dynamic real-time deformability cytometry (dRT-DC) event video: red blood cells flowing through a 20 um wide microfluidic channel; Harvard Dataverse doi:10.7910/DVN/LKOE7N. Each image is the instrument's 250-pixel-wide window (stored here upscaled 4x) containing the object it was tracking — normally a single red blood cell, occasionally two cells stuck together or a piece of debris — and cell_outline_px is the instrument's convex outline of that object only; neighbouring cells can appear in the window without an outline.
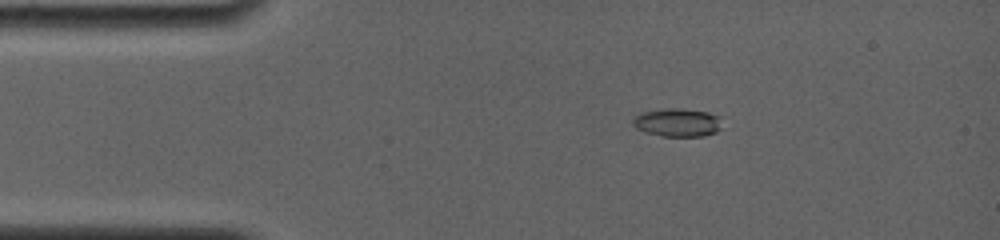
{"species": "common noctule bat (a hibernating species)", "species_latin": "Nyctalus noctula", "temperature_condition": "room temperature", "stored_images_in_passage": 5, "camera_frame_rate_fps": 4000, "um_per_image_px": 0.085, "animal": {"sex": "female", "body_mass_g": 19.0, "forearm_length_mm": 56.7}, "frame": {"image": 1, "passage_image": 3, "time_ms": 1.75, "image_size_px": [1000, 240], "cell_outline_px": [[720, 128], [716, 132], [704, 136], [664, 136], [644, 132], [636, 128], [632, 124], [632, 120], [636, 116], [644, 112], [664, 108], [680, 108], [708, 112], [716, 116]], "centroid_in_image_um": [57.53, 10.41], "position_along_channel_um": 27.5, "area_um2": 14.45}}
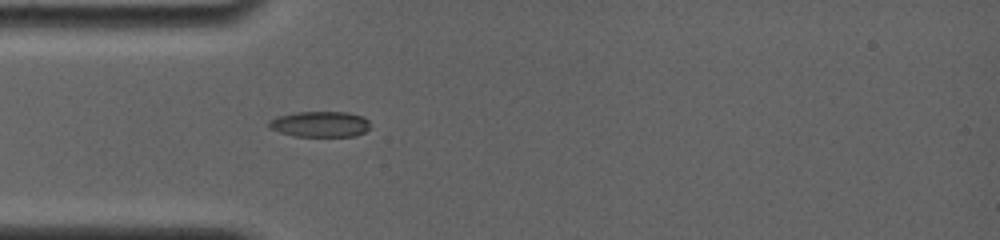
{"frame": {"image": 2, "passage_image": 5, "time_ms": 3.75, "image_size_px": [1000, 240], "cell_outline_px": [[368, 128], [364, 132], [356, 136], [292, 136], [268, 128], [268, 120], [276, 116], [296, 112], [348, 112], [360, 116], [368, 120]], "centroid_in_image_um": [27.14, 10.55], "position_along_channel_um": 57.9, "area_um2": 15.2}}